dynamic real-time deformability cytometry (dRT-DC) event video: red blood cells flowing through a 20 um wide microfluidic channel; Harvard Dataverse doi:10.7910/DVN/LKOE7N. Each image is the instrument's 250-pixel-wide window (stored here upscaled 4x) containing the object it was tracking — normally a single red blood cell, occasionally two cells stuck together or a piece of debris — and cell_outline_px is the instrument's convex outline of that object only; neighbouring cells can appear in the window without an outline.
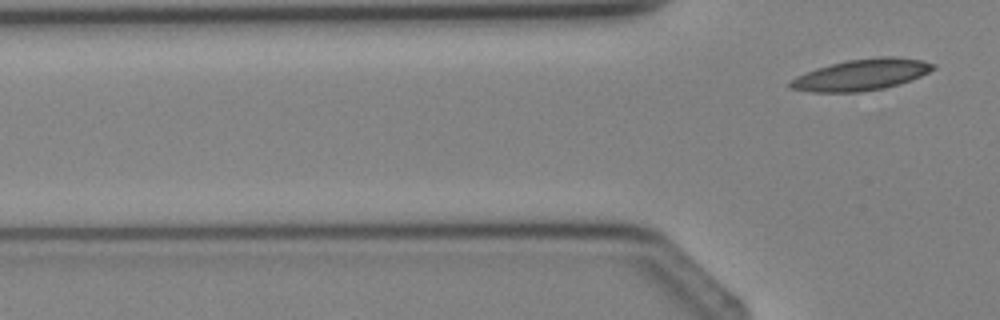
{"species": "Egyptian fruit bat (a non-hibernating species)", "species_latin": "Rousettus aegyptiacus", "temperature_condition": "cold", "stored_images_in_passage": 2, "segment_of_instrument_passage": [2, 2], "camera_frame_rate_fps": 3000, "um_per_image_px": 0.085, "animal": {"sex": "female"}, "frame": {"image": 1, "passage_image": 2, "time_ms": 2.0, "image_size_px": [1000, 320], "cell_outline_px": [[936, 68], [920, 76], [884, 88], [860, 92], [808, 92], [792, 88], [788, 84], [796, 76], [816, 68], [848, 60], [876, 56], [892, 56], [920, 60], [936, 64]], "centroid_in_image_um": [73.21, 6.35], "position_along_channel_um": 52.6, "area_um2": 25.78}}